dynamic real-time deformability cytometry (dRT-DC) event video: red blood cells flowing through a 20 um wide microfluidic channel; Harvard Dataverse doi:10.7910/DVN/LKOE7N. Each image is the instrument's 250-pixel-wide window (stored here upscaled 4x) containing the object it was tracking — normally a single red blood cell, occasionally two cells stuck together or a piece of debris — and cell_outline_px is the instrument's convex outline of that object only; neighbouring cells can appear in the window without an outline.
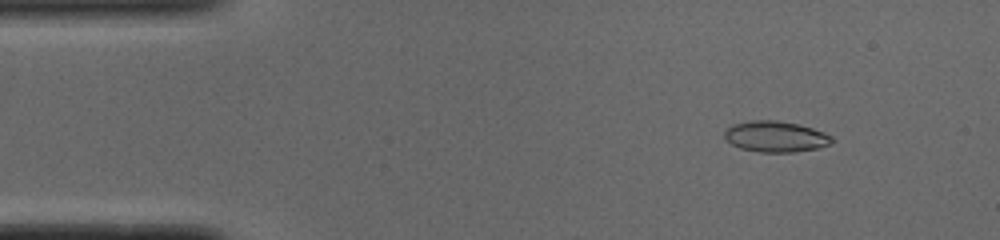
{"species": "common noctule bat (a hibernating species)", "species_latin": "Nyctalus noctula", "temperature_condition": "cold", "stored_images_in_passage": 50, "camera_frame_rate_fps": 3000, "um_per_image_px": 0.085, "animal": {"sex": "male", "body_mass_g": 19.0, "forearm_length_mm": 50.8}, "frame": {"image": 1, "passage_image": 5, "time_ms": 1.333, "image_size_px": [1000, 240], "cell_outline_px": [[832, 140], [828, 144], [816, 148], [792, 152], [760, 152], [740, 148], [732, 144], [724, 136], [724, 132], [732, 124], [752, 120], [776, 120], [796, 124], [812, 128], [824, 132], [832, 136]], "centroid_in_image_um": [65.9, 11.6], "position_along_channel_um": 19.1, "area_um2": 19.07}}
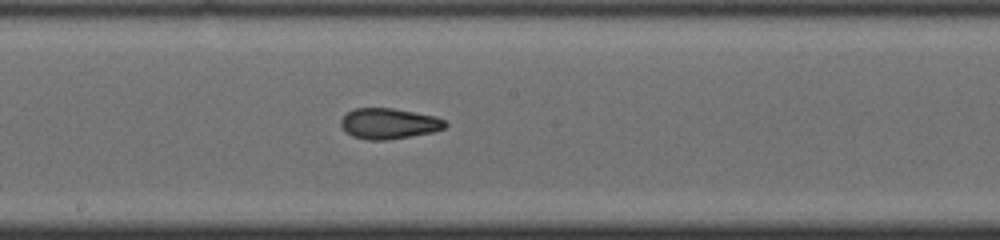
{"frame": {"image": 2, "passage_image": 26, "time_ms": 8.333, "image_size_px": [1000, 240], "cell_outline_px": [[448, 124], [444, 128], [432, 132], [384, 140], [368, 140], [352, 136], [340, 124], [340, 120], [348, 112], [356, 108], [392, 108], [436, 116], [444, 120]], "centroid_in_image_um": [33.06, 10.49], "position_along_channel_um": 215.1, "area_um2": 18.38}}
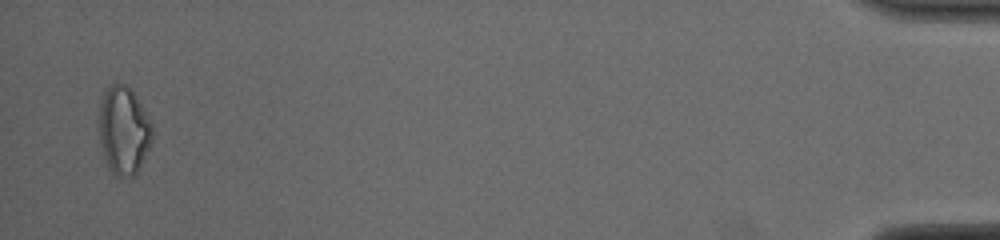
{"frame": {"image": 3, "passage_image": 49, "time_ms": 16.0, "image_size_px": [1000, 240], "cell_outline_px": [[152, 140], [136, 172], [132, 176], [116, 176], [112, 172], [104, 156], [100, 144], [100, 104], [104, 92], [112, 84], [124, 84], [132, 92], [140, 104], [152, 124]], "centroid_in_image_um": [10.5, 11.08], "position_along_channel_um": 424.7, "area_um2": 26.41}, "authors_computed_cell_mechanics": {"area_um2": 19.0451, "velocity_mm_per_s": 3.9072, "shape_relaxation_time_tau1_ms": null, "shape_relaxation_time_tau2_ms": 2.6277, "deformation_change_tau1": null, "deformation_change_tau2": 0.0796}}